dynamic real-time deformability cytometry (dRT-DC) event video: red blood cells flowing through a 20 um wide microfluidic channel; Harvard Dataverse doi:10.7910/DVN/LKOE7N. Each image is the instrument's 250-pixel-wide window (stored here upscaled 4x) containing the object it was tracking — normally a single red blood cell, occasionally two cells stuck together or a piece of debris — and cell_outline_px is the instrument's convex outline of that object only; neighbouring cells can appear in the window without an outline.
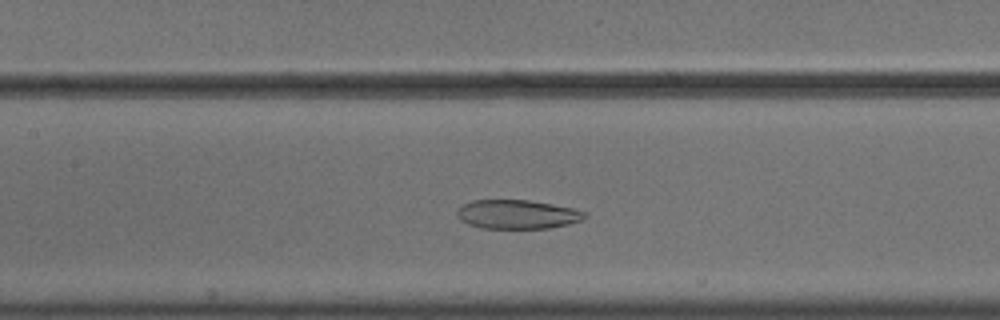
{"species": "common noctule bat (a hibernating species)", "species_latin": "Nyctalus noctula", "temperature_condition": "cold", "stored_images_in_passage": 50, "camera_frame_rate_fps": 3000, "um_per_image_px": 0.085, "animal": {"sex": "male", "body_mass_g": 18.8}, "frame": {"image": 1, "passage_image": 20, "time_ms": 6.333, "image_size_px": [1000, 320], "cell_outline_px": [[588, 216], [584, 220], [568, 224], [548, 228], [480, 228], [468, 224], [460, 220], [456, 216], [456, 212], [464, 204], [472, 200], [528, 200], [552, 204], [572, 208], [588, 212]], "centroid_in_image_um": [43.99, 18.22], "position_along_channel_um": 163.4, "area_um2": 21.68}}
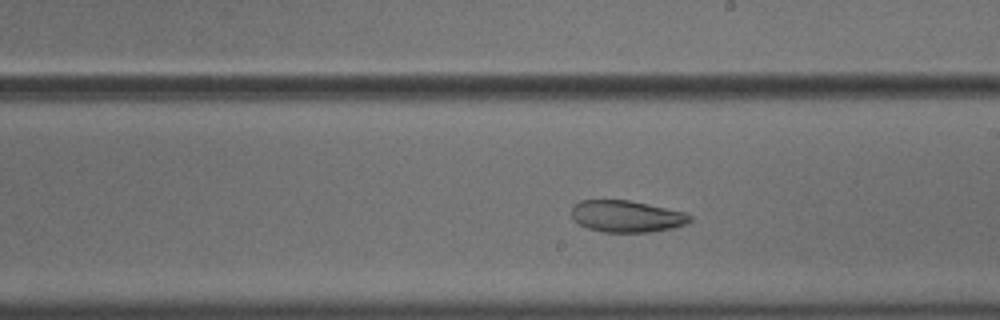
{"frame": {"image": 2, "passage_image": 26, "time_ms": 8.333, "image_size_px": [1000, 320], "cell_outline_px": [[692, 220], [688, 224], [672, 228], [652, 232], [604, 232], [588, 228], [580, 224], [572, 216], [572, 204], [580, 200], [628, 200], [648, 204], [684, 212], [692, 216]], "centroid_in_image_um": [53.28, 18.39], "position_along_channel_um": 235.7, "area_um2": 21.91}}
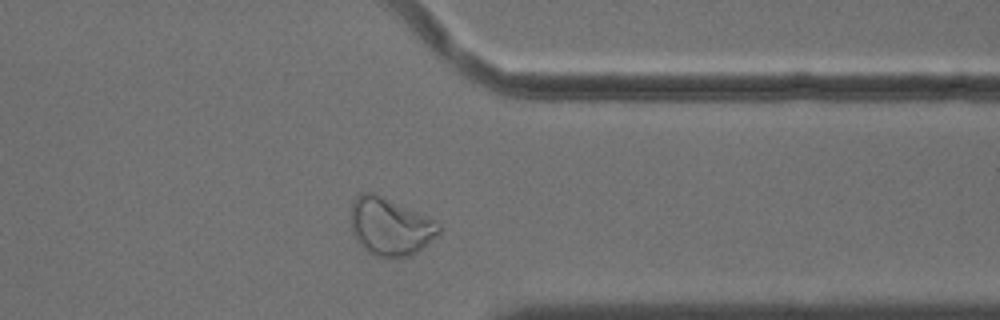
{"frame": {"image": 3, "passage_image": 38, "time_ms": 12.333, "image_size_px": [1000, 320], "cell_outline_px": [[440, 232], [412, 256], [376, 256], [368, 252], [360, 244], [352, 232], [352, 204], [356, 196], [360, 192], [372, 192], [436, 220], [440, 224]], "centroid_in_image_um": [33.16, 19.25], "position_along_channel_um": 378.2, "area_um2": 29.02}, "authors_computed_cell_mechanics": {"area_um2": 27.455, "velocity_mm_per_s": 3.63, "shape_relaxation_time_tau1_ms": null, "shape_relaxation_time_tau2_ms": 3.0778, "deformation_change_tau1": null, "deformation_change_tau2": 0.0619}}